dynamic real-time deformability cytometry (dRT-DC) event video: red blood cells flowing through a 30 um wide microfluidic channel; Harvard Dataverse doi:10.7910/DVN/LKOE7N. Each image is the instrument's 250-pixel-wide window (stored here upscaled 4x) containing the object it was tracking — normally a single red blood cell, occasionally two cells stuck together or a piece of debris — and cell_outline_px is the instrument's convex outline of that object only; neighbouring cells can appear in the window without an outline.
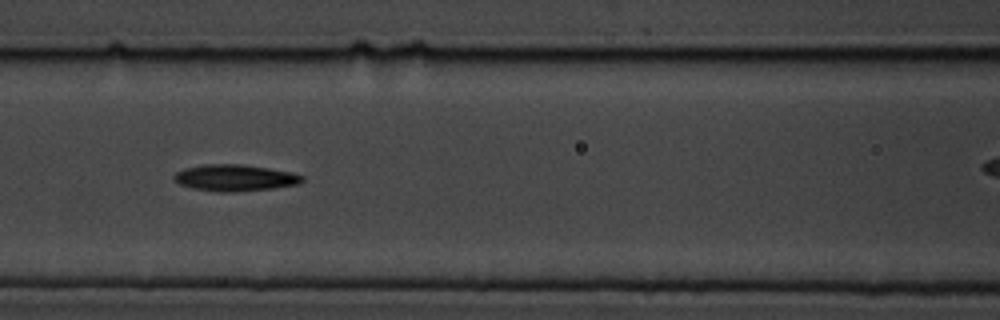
{"species": "common noctule bat (a hibernating species)", "species_latin": "Nyctalus noctula", "temperature_condition": "cold", "stored_images_in_passage": 8, "segment_of_instrument_passage": [1, 2], "camera_frame_rate_fps": 3000, "um_per_image_px": 0.085, "animal": {"sex": "male", "body_mass_g": 19.5, "forearm_length_mm": 54.6}, "frame": {"image": 1, "passage_image": 6, "time_ms": 5.667, "image_size_px": [1000, 320], "cell_outline_px": [[304, 180], [296, 184], [272, 188], [232, 192], [216, 192], [192, 188], [180, 184], [172, 176], [176, 172], [184, 168], [208, 164], [240, 164], [268, 168], [292, 172], [304, 176]], "centroid_in_image_um": [19.95, 15.11], "position_along_channel_um": 146.6, "area_um2": 19.65}}
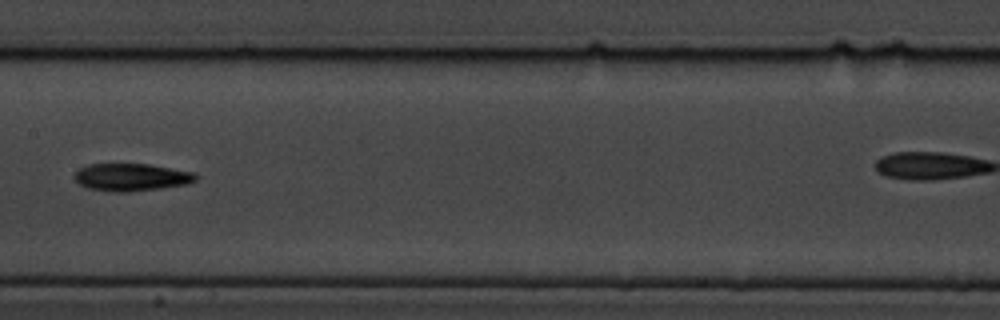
{"frame": {"image": 2, "passage_image": 7, "time_ms": 7.0, "image_size_px": [1000, 320], "cell_outline_px": [[200, 176], [196, 180], [188, 184], [160, 188], [128, 192], [116, 192], [88, 188], [80, 184], [72, 176], [80, 168], [88, 164], [148, 164], [192, 172]], "centroid_in_image_um": [11.17, 15.06], "position_along_channel_um": 196.2, "area_um2": 19.36}}